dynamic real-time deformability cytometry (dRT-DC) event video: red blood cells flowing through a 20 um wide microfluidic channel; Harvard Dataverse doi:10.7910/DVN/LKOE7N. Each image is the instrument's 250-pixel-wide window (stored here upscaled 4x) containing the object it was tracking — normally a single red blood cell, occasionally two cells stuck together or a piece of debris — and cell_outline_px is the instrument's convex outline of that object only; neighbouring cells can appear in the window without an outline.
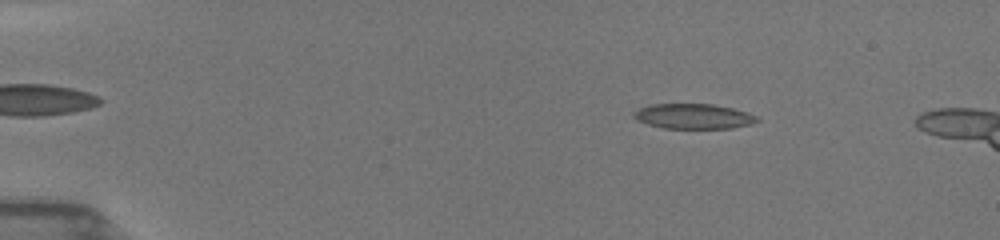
{"species": "common noctule bat (a hibernating species)", "species_latin": "Nyctalus noctula", "temperature_condition": "room temperature", "stored_images_in_passage": 85, "camera_frame_rate_fps": 3000, "um_per_image_px": 0.085, "animal": {"sex": "female", "body_mass_g": 19.5, "forearm_length_mm": 54.1}, "frame": {"image": 1, "passage_image": 13, "time_ms": 2.333, "image_size_px": [1000, 240], "cell_outline_px": [[760, 120], [752, 124], [732, 128], [664, 128], [648, 124], [636, 120], [632, 116], [632, 112], [648, 104], [716, 104], [748, 112], [760, 116]], "centroid_in_image_um": [58.97, 9.88], "position_along_channel_um": 26.0, "area_um2": 18.26}}
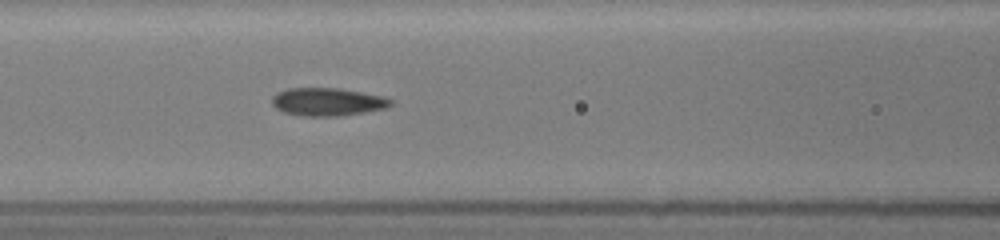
{"frame": {"image": 2, "passage_image": 38, "time_ms": 7.333, "image_size_px": [1000, 240], "cell_outline_px": [[392, 104], [384, 108], [364, 112], [336, 116], [304, 116], [284, 112], [276, 108], [272, 104], [272, 96], [288, 88], [340, 88], [380, 96], [392, 100]], "centroid_in_image_um": [27.8, 8.65], "position_along_channel_um": 138.8, "area_um2": 19.02}}
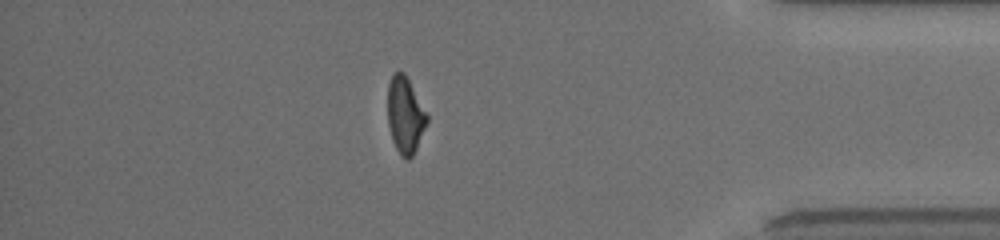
{"frame": {"image": 3, "passage_image": 76, "time_ms": 14.667, "image_size_px": [1000, 240], "cell_outline_px": [[428, 120], [416, 148], [412, 156], [408, 160], [404, 160], [400, 156], [392, 140], [388, 124], [388, 84], [392, 72], [404, 72], [428, 116]], "centroid_in_image_um": [34.41, 9.8], "position_along_channel_um": 400.8, "area_um2": 17.34}}